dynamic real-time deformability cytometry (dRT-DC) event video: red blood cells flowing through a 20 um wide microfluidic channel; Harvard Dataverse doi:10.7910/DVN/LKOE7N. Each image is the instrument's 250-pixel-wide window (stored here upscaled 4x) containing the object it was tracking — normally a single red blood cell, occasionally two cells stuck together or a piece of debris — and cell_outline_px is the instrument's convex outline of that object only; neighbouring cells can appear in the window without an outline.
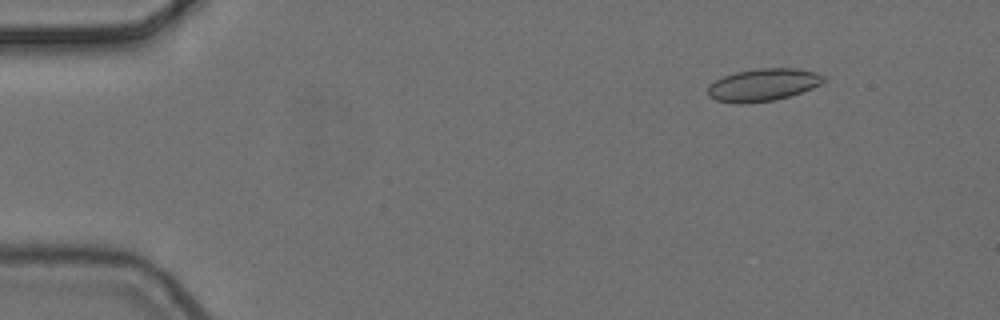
{"species": "common noctule bat (a hibernating species)", "species_latin": "Nyctalus noctula", "temperature_condition": "cold", "stored_images_in_passage": 4, "camera_frame_rate_fps": 3000, "um_per_image_px": 0.085, "animal": {"sex": "female", "body_mass_g": 24.6, "forearm_length_mm": 56.2}, "frame": {"image": 1, "passage_image": 1, "time_ms": 0.0, "image_size_px": [1000, 320], "cell_outline_px": [[828, 80], [812, 88], [776, 100], [744, 104], [736, 104], [716, 100], [708, 96], [708, 84], [724, 76], [736, 72], [760, 68], [796, 68], [816, 72], [824, 76]], "centroid_in_image_um": [64.86, 7.22], "position_along_channel_um": 20.1, "area_um2": 22.02}}